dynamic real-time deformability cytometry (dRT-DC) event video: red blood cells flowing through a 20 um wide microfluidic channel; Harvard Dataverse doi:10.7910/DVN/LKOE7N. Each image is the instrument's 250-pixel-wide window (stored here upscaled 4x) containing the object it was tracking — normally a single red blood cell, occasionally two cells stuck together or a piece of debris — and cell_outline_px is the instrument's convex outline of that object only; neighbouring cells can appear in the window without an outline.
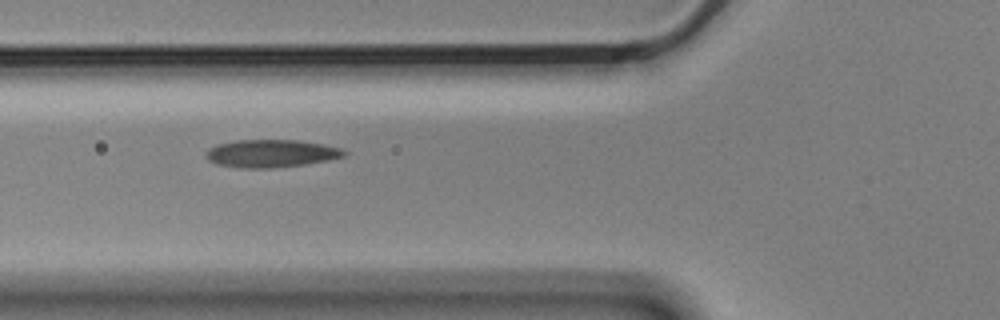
{"species": "Egyptian fruit bat (a non-hibernating species)", "species_latin": "Rousettus aegyptiacus", "temperature_condition": "cold", "stored_images_in_passage": 7, "camera_frame_rate_fps": 3000, "um_per_image_px": 0.085, "animal": {"sex": "male"}, "frame": {"image": 1, "passage_image": 6, "time_ms": 1.667, "image_size_px": [1000, 320], "cell_outline_px": [[348, 152], [344, 156], [328, 160], [304, 164], [272, 168], [240, 168], [216, 164], [208, 160], [204, 156], [204, 152], [208, 148], [216, 144], [236, 140], [296, 140], [324, 144], [340, 148]], "centroid_in_image_um": [22.99, 13.04], "position_along_channel_um": 102.8, "area_um2": 22.48}}
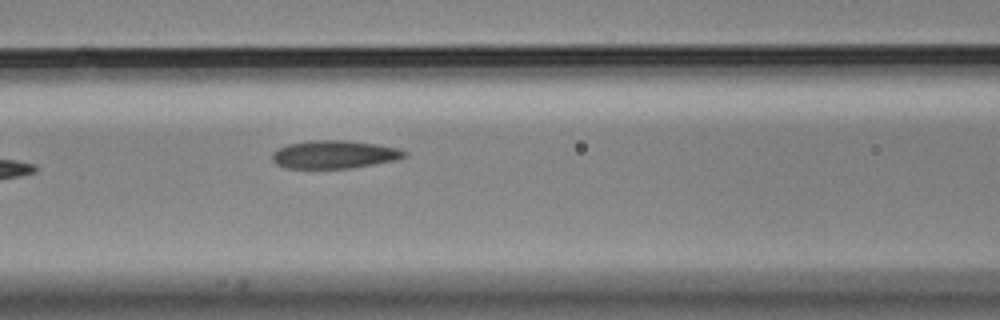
{"frame": {"image": 2, "passage_image": 7, "time_ms": 2.0, "image_size_px": [1000, 320], "cell_outline_px": [[408, 156], [396, 160], [352, 168], [284, 168], [276, 164], [272, 160], [272, 152], [276, 148], [288, 144], [308, 140], [344, 140], [376, 144], [400, 148], [408, 152]], "centroid_in_image_um": [28.41, 13.12], "position_along_channel_um": 138.2, "area_um2": 21.91}}